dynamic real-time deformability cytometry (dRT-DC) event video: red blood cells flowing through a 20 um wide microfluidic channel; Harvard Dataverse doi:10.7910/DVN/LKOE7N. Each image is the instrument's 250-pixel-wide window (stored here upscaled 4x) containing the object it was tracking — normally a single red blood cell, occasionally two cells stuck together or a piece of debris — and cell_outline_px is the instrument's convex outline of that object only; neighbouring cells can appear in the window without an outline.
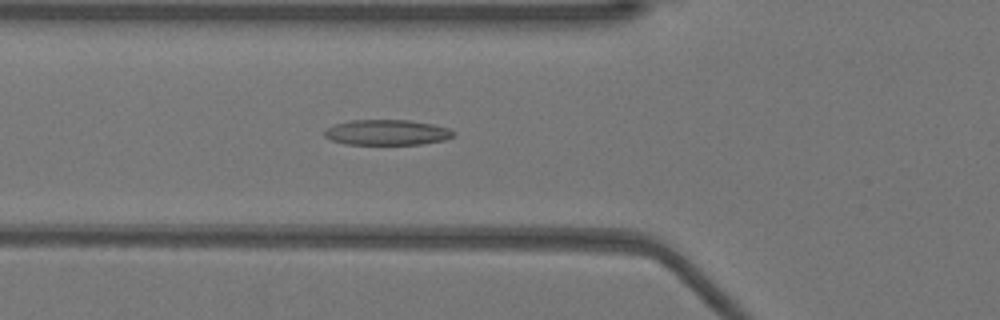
{"species": "Egyptian fruit bat (a non-hibernating species)", "species_latin": "Rousettus aegyptiacus", "temperature_condition": "warm", "stored_images_in_passage": 50, "camera_frame_rate_fps": 3000, "um_per_image_px": 0.085, "animal": {"sex": "female"}, "frame": {"image": 1, "passage_image": 17, "time_ms": 5.333, "image_size_px": [1000, 320], "cell_outline_px": [[456, 132], [452, 136], [444, 140], [420, 144], [344, 144], [332, 140], [324, 136], [324, 128], [336, 124], [352, 120], [408, 120], [432, 124], [448, 128]], "centroid_in_image_um": [32.86, 11.25], "position_along_channel_um": 92.9, "area_um2": 19.02}}
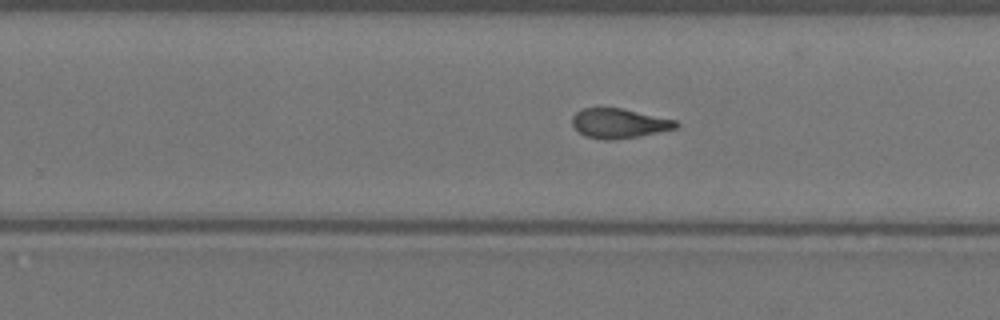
{"frame": {"image": 2, "passage_image": 31, "time_ms": 10.0, "image_size_px": [1000, 320], "cell_outline_px": [[680, 124], [676, 128], [640, 136], [612, 140], [604, 140], [584, 136], [576, 132], [572, 124], [572, 116], [580, 108], [620, 108], [676, 120]], "centroid_in_image_um": [52.57, 10.49], "position_along_channel_um": 277.2, "area_um2": 18.03}}
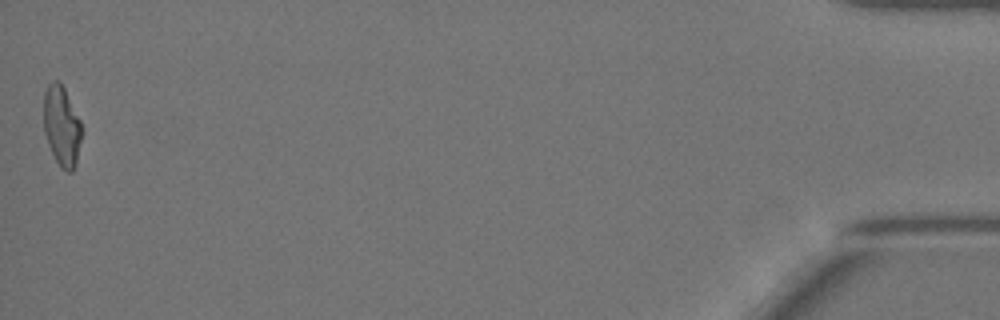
{"frame": {"image": 3, "passage_image": 50, "time_ms": 16.333, "image_size_px": [1000, 320], "cell_outline_px": [[80, 140], [76, 164], [72, 172], [68, 172], [60, 168], [48, 144], [44, 132], [44, 92], [48, 84], [52, 80], [60, 80], [80, 120]], "centroid_in_image_um": [5.22, 10.7], "position_along_channel_um": 430.0, "area_um2": 17.57}, "authors_computed_cell_mechanics": {"area_um2": 18.6116, "velocity_mm_per_s": 3.9413, "shape_relaxation_time_tau1_ms": null, "shape_relaxation_time_tau2_ms": 2.4646, "deformation_change_tau1": null, "deformation_change_tau2": 0.1073}}